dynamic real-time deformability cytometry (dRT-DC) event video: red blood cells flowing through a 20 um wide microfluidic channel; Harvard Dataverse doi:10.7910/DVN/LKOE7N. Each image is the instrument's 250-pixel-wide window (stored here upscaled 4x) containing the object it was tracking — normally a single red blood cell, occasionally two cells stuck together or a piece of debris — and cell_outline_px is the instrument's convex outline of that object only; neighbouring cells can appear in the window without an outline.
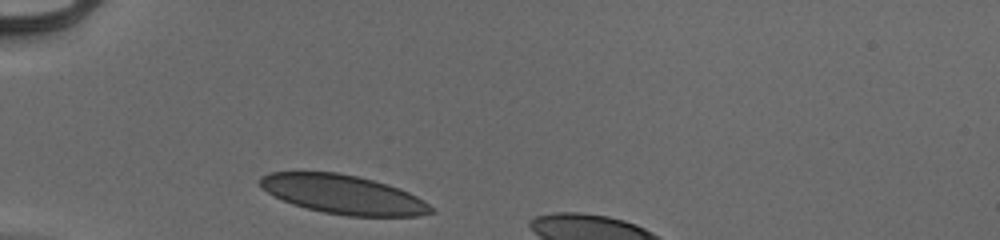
{"species": "human", "species_latin": "Homo sapiens", "temperature_condition": "cold", "stored_images_in_passage": 29, "camera_frame_rate_fps": 3000, "um_per_image_px": 0.085, "donor": {"sex": "male"}, "frame": {"image": 1, "passage_image": 1, "time_ms": 0.0, "image_size_px": [1000, 240], "cell_outline_px": [[436, 212], [420, 216], [348, 216], [324, 212], [292, 204], [268, 192], [260, 184], [260, 176], [268, 172], [336, 172], [356, 176], [388, 184], [400, 188], [424, 200]], "centroid_in_image_um": [29.21, 16.53], "position_along_channel_um": 55.8, "area_um2": 38.55}}
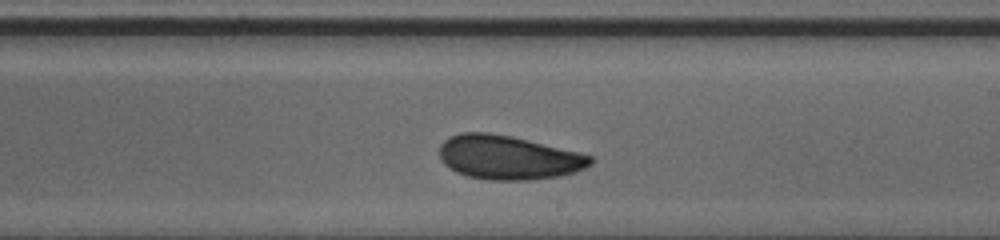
{"frame": {"image": 2, "passage_image": 17, "time_ms": 5.333, "image_size_px": [1000, 240], "cell_outline_px": [[592, 164], [584, 168], [572, 172], [556, 176], [528, 180], [488, 180], [468, 176], [456, 172], [444, 164], [440, 156], [440, 144], [448, 136], [460, 132], [488, 132], [512, 136], [580, 152], [592, 156]], "centroid_in_image_um": [43.17, 13.37], "position_along_channel_um": 245.8, "area_um2": 38.73}}
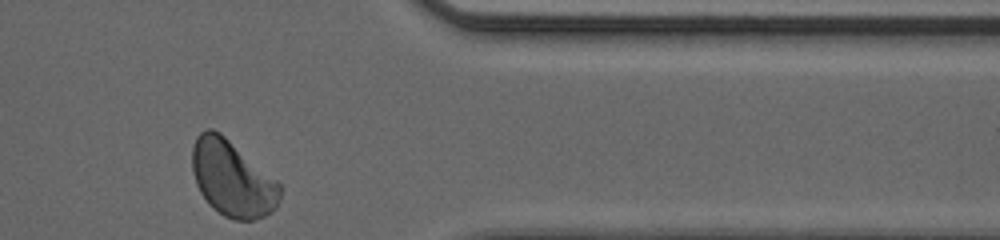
{"frame": {"image": 3, "passage_image": 29, "time_ms": 9.333, "image_size_px": [1000, 240], "cell_outline_px": [[280, 200], [276, 208], [272, 212], [264, 216], [252, 220], [236, 220], [224, 216], [212, 208], [208, 204], [200, 192], [196, 184], [192, 172], [192, 148], [196, 136], [204, 128], [212, 128], [220, 132], [276, 180], [280, 184]], "centroid_in_image_um": [19.72, 15.18], "position_along_channel_um": 391.7, "area_um2": 38.9}, "authors_computed_cell_mechanics": {"area_um2": 38.8416, "velocity_mm_per_s": 3.9147, "shape_relaxation_time_tau1_ms": 3.9813, "shape_relaxation_time_tau2_ms": 2.0574, "deformation_change_tau1": 0.097, "deformation_change_tau2": 0.0547}}